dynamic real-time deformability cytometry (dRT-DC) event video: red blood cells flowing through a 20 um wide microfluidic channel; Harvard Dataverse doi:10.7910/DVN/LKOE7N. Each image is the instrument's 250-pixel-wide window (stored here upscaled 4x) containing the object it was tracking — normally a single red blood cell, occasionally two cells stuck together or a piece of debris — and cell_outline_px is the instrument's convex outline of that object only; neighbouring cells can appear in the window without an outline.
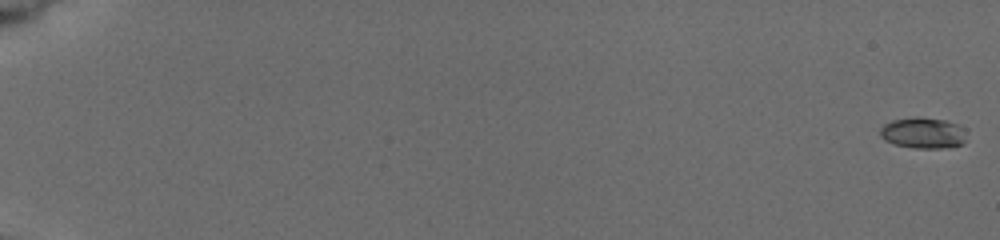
{"species": "common noctule bat (a hibernating species)", "species_latin": "Nyctalus noctula", "temperature_condition": "cold", "stored_images_in_passage": 8, "camera_frame_rate_fps": 3000, "um_per_image_px": 0.085, "animal": {"sex": "female", "body_mass_g": 19.5, "forearm_length_mm": 54.1}, "frame": {"image": 1, "passage_image": 1, "time_ms": 0.0, "image_size_px": [1000, 240], "cell_outline_px": [[964, 144], [940, 148], [912, 148], [896, 144], [884, 140], [880, 136], [880, 128], [884, 124], [892, 120], [916, 116], [920, 116], [944, 120], [956, 124], [964, 128]], "centroid_in_image_um": [78.43, 11.29], "position_along_channel_um": 6.6, "area_um2": 15.61}}
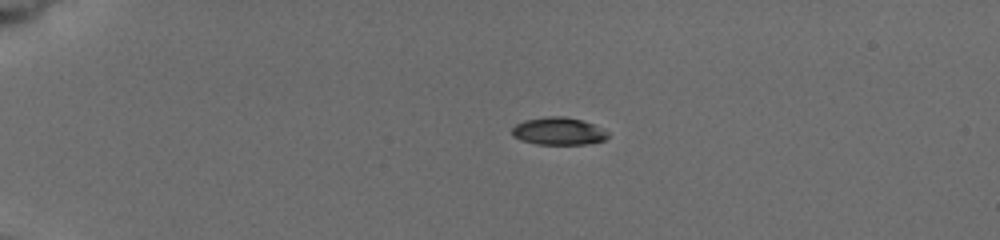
{"frame": {"image": 2, "passage_image": 5, "time_ms": 4.667, "image_size_px": [1000, 240], "cell_outline_px": [[608, 136], [604, 140], [588, 144], [536, 144], [520, 140], [512, 136], [512, 128], [516, 124], [524, 120], [548, 116], [564, 116], [580, 120], [592, 124], [608, 132]], "centroid_in_image_um": [47.43, 11.15], "position_along_channel_um": 37.6, "area_um2": 15.32}}
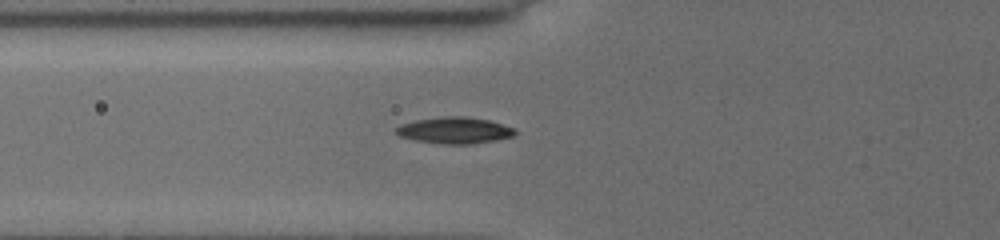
{"frame": {"image": 3, "passage_image": 8, "time_ms": 7.667, "image_size_px": [1000, 240], "cell_outline_px": [[516, 132], [512, 136], [496, 140], [472, 144], [444, 144], [416, 140], [400, 136], [392, 132], [400, 124], [416, 120], [440, 116], [464, 116], [488, 120], [516, 128]], "centroid_in_image_um": [38.62, 11.07], "position_along_channel_um": 87.2, "area_um2": 18.38}}